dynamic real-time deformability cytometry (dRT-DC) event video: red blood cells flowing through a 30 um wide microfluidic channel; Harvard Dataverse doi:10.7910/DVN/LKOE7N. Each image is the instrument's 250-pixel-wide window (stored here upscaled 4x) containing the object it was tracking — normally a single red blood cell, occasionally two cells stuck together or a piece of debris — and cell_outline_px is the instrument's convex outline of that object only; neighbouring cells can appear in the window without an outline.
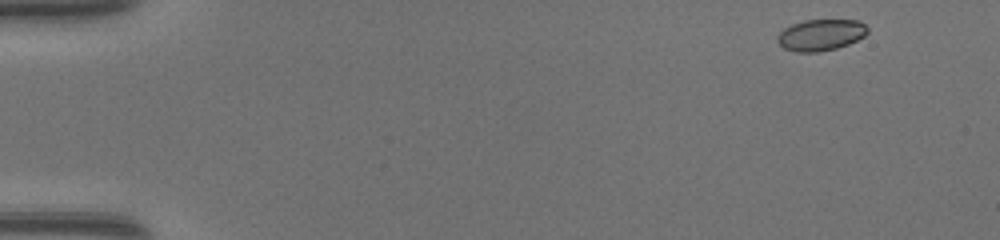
{"species": "common noctule bat (a hibernating species)", "species_latin": "Nyctalus noctula", "temperature_condition": "warm", "stored_images_in_passage": 46, "camera_frame_rate_fps": 3000, "um_per_image_px": 0.085, "animal": {"sex": "female", "body_mass_g": 17.0, "forearm_length_mm": 48.0}, "frame": {"image": 1, "passage_image": 1, "time_ms": 0.0, "image_size_px": [1000, 240], "cell_outline_px": [[868, 32], [864, 36], [848, 44], [836, 48], [816, 52], [796, 52], [784, 48], [776, 40], [776, 36], [784, 28], [792, 24], [804, 20], [856, 20], [864, 24], [868, 28]], "centroid_in_image_um": [69.74, 2.97], "position_along_channel_um": 15.3, "area_um2": 16.42}}
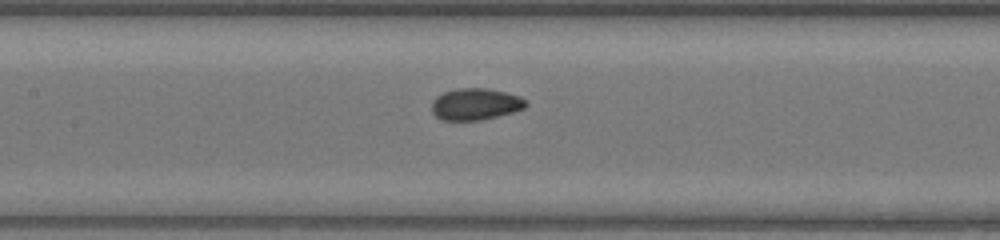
{"frame": {"image": 2, "passage_image": 21, "time_ms": 6.667, "image_size_px": [1000, 240], "cell_outline_px": [[528, 104], [524, 108], [512, 112], [480, 120], [440, 120], [432, 112], [432, 100], [436, 96], [444, 92], [456, 88], [488, 88], [520, 96], [528, 100]], "centroid_in_image_um": [40.41, 8.84], "position_along_channel_um": 167.0, "area_um2": 17.46}}
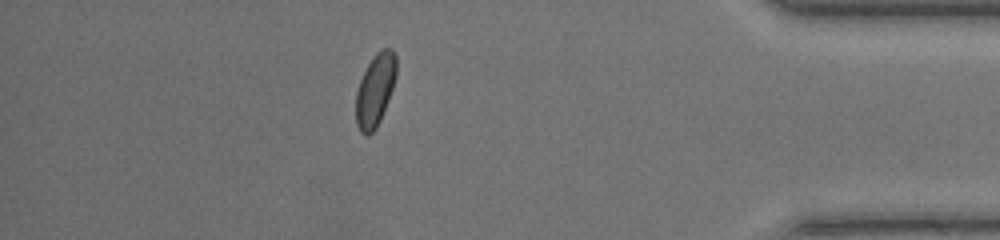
{"frame": {"image": 3, "passage_image": 40, "time_ms": 13.0, "image_size_px": [1000, 240], "cell_outline_px": [[396, 76], [388, 100], [380, 120], [376, 128], [368, 136], [364, 136], [360, 132], [356, 124], [356, 92], [360, 80], [368, 64], [376, 52], [384, 48], [392, 48], [396, 56]], "centroid_in_image_um": [31.88, 7.66], "position_along_channel_um": 403.3, "area_um2": 16.99}, "authors_computed_cell_mechanics": {"area_um2": 17.1666, "velocity_mm_per_s": 4.3453, "shape_relaxation_time_tau1_ms": 3.6031, "shape_relaxation_time_tau2_ms": null, "deformation_change_tau1": 0.1158, "deformation_change_tau2": null}}